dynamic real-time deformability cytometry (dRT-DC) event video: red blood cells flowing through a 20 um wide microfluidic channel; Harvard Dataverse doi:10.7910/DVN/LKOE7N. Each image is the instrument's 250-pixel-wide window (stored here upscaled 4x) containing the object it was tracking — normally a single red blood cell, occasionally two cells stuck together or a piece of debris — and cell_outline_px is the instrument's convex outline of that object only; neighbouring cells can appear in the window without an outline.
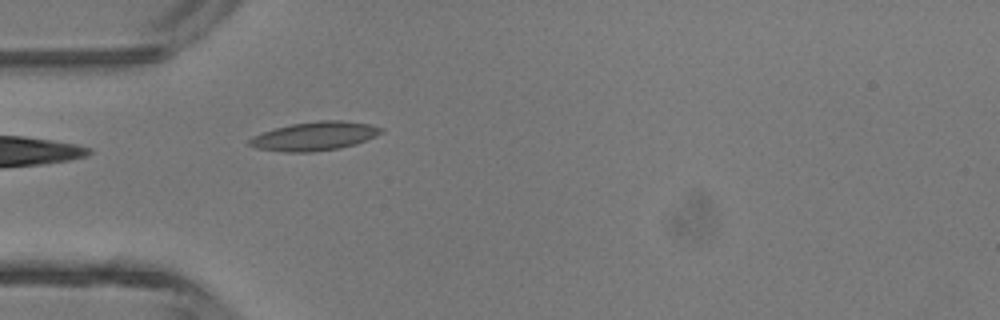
{"species": "common noctule bat (a hibernating species)", "species_latin": "Nyctalus noctula", "temperature_condition": "room temperature", "stored_images_in_passage": 3, "camera_frame_rate_fps": 3000, "um_per_image_px": 0.085, "animal": {"sex": "male", "body_mass_g": 13.3}, "frame": {"image": 1, "passage_image": 2, "time_ms": 0.333, "image_size_px": [1000, 320], "cell_outline_px": [[384, 132], [376, 136], [356, 144], [340, 148], [312, 152], [284, 152], [256, 148], [248, 144], [248, 140], [252, 136], [276, 128], [292, 124], [320, 120], [344, 120], [368, 124], [384, 128]], "centroid_in_image_um": [26.77, 11.57], "position_along_channel_um": 58.2, "area_um2": 22.08}}